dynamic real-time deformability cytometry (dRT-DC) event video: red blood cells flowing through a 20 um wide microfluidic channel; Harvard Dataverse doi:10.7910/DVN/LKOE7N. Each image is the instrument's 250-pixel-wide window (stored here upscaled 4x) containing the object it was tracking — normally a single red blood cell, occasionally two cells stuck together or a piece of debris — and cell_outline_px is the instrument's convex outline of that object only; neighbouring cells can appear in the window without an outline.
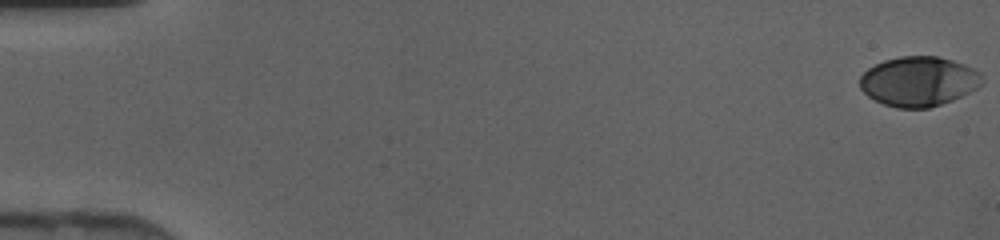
{"species": "human", "species_latin": "Homo sapiens", "temperature_condition": "cold", "stored_images_in_passage": 46, "camera_frame_rate_fps": 3000, "um_per_image_px": 0.085, "donor": {"sex": "female"}, "frame": {"image": 1, "passage_image": 1, "time_ms": 0.0, "image_size_px": [1000, 240], "cell_outline_px": [[984, 80], [976, 88], [952, 100], [928, 108], [896, 108], [884, 104], [868, 96], [860, 88], [860, 76], [868, 68], [884, 60], [900, 56], [936, 56], [952, 60], [964, 64], [980, 72]], "centroid_in_image_um": [78.07, 6.91], "position_along_channel_um": 6.9, "area_um2": 35.26}}
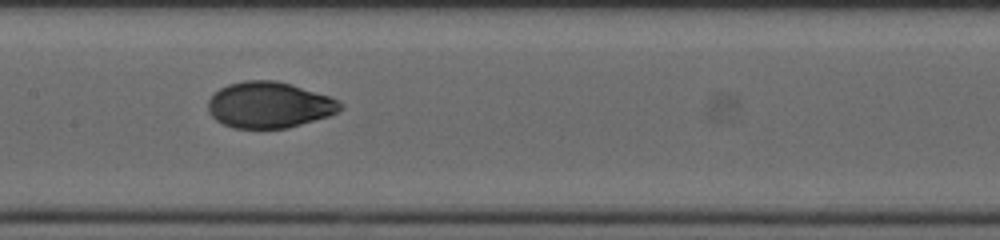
{"frame": {"image": 2, "passage_image": 24, "time_ms": 7.667, "image_size_px": [1000, 240], "cell_outline_px": [[344, 108], [328, 116], [288, 128], [232, 128], [216, 120], [208, 112], [208, 100], [220, 88], [228, 84], [244, 80], [276, 80], [292, 84], [332, 96], [340, 100], [344, 104]], "centroid_in_image_um": [22.92, 8.91], "position_along_channel_um": 184.5, "area_um2": 35.84}}
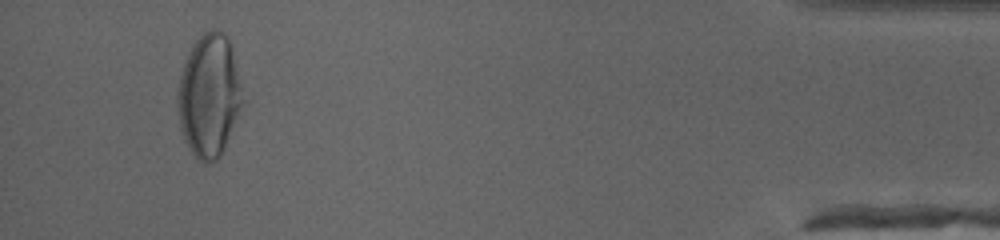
{"frame": {"image": 3, "passage_image": 44, "time_ms": 14.333, "image_size_px": [1000, 240], "cell_outline_px": [[244, 104], [224, 148], [220, 156], [216, 160], [208, 164], [204, 164], [196, 160], [188, 148], [184, 140], [180, 128], [176, 104], [176, 96], [180, 76], [184, 64], [192, 44], [204, 32], [212, 28], [220, 28], [228, 36], [232, 48], [244, 100]], "centroid_in_image_um": [17.76, 8.15], "position_along_channel_um": 417.4, "area_um2": 47.16}}